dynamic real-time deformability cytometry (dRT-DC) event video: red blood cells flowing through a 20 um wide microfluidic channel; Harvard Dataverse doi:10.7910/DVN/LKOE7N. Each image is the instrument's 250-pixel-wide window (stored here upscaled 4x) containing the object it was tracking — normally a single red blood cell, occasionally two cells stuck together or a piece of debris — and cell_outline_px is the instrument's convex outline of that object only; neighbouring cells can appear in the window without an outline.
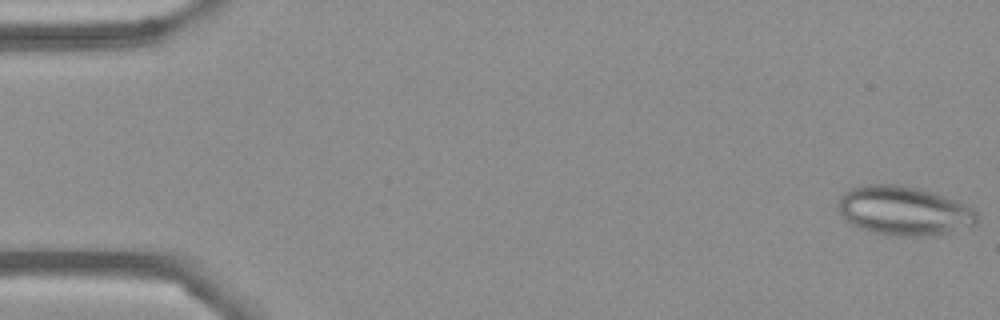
{"species": "Egyptian fruit bat (a non-hibernating species)", "species_latin": "Rousettus aegyptiacus", "temperature_condition": "cold", "stored_images_in_passage": 54, "camera_frame_rate_fps": 3000, "um_per_image_px": 0.085, "frame": {"image": 1, "passage_image": 1, "time_ms": 0.0, "image_size_px": [1000, 320], "cell_outline_px": [[976, 224], [932, 236], [888, 236], [872, 232], [860, 228], [852, 224], [840, 212], [836, 204], [840, 196], [844, 192], [852, 188], [864, 184], [896, 184], [920, 188], [932, 192], [964, 204], [972, 208], [976, 212]], "centroid_in_image_um": [76.78, 17.91], "position_along_channel_um": 8.2, "area_um2": 39.59}}
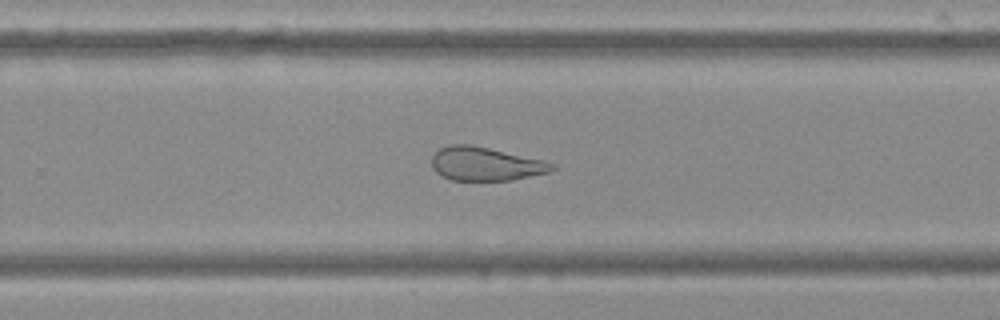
{"frame": {"image": 2, "passage_image": 35, "time_ms": 11.333, "image_size_px": [1000, 320], "cell_outline_px": [[556, 168], [548, 172], [512, 180], [452, 180], [436, 172], [432, 168], [432, 156], [440, 148], [448, 144], [472, 144], [544, 160], [556, 164]], "centroid_in_image_um": [41.27, 13.92], "position_along_channel_um": 288.5, "area_um2": 23.58}}
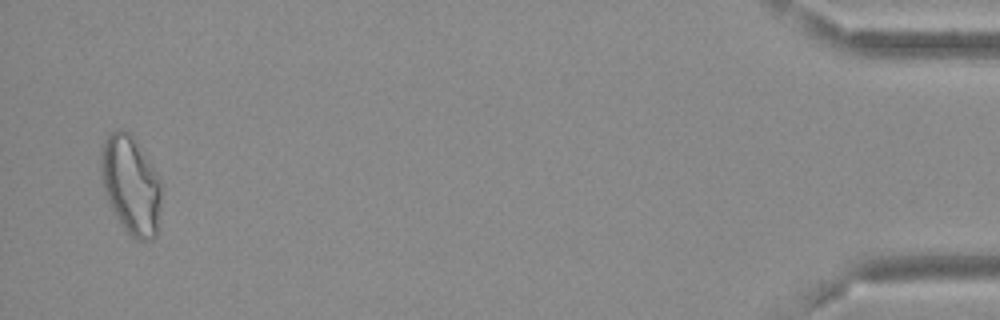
{"frame": {"image": 3, "passage_image": 53, "time_ms": 17.333, "image_size_px": [1000, 320], "cell_outline_px": [[160, 208], [156, 236], [152, 240], [136, 240], [124, 228], [108, 204], [104, 192], [100, 172], [100, 152], [104, 140], [108, 132], [116, 128], [124, 128], [136, 140], [152, 164], [160, 180]], "centroid_in_image_um": [11.09, 15.68], "position_along_channel_um": 424.1, "area_um2": 35.08}, "authors_computed_cell_mechanics": {"area_um2": 29.8537, "velocity_mm_per_s": 3.6807, "shape_relaxation_time_tau1_ms": null, "shape_relaxation_time_tau2_ms": 1.6424, "deformation_change_tau1": null, "deformation_change_tau2": 0.0917}}